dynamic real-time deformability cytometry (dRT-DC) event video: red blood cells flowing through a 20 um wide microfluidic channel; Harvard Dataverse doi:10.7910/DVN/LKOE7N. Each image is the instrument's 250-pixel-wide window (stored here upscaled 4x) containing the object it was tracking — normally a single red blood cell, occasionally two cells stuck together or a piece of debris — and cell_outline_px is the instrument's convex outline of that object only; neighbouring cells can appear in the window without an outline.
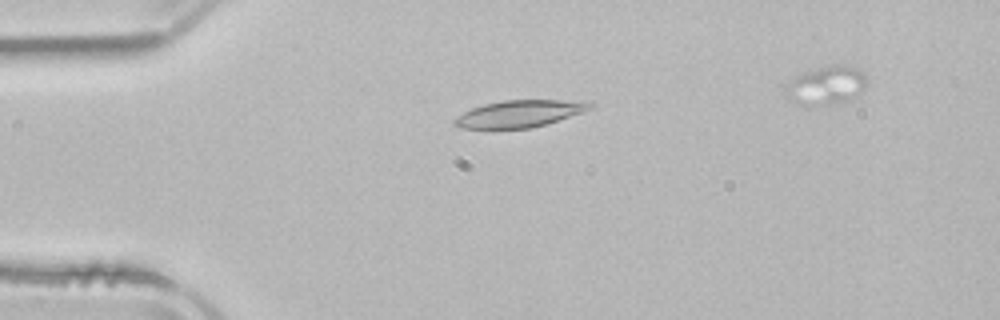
{"species": "common noctule bat (a hibernating species)", "species_latin": "Nyctalus noctula", "temperature_condition": "room temperature", "stored_images_in_passage": 4, "camera_frame_rate_fps": 3000, "um_per_image_px": 0.085, "animal": {"sex": "male", "body_mass_g": 21.5, "forearm_length_mm": 52.0}, "frame": {"image": 1, "passage_image": 2, "time_ms": 2.333, "image_size_px": [1000, 320], "cell_outline_px": [[592, 108], [584, 112], [532, 128], [460, 128], [452, 124], [452, 120], [456, 116], [472, 108], [484, 104], [504, 100], [592, 100]], "centroid_in_image_um": [44.19, 9.65], "position_along_channel_um": 40.8, "area_um2": 21.44}}
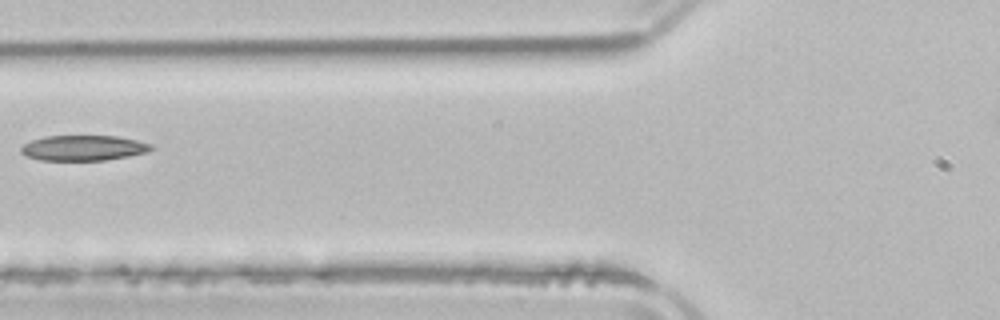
{"frame": {"image": 2, "passage_image": 4, "time_ms": 5.0, "image_size_px": [1000, 320], "cell_outline_px": [[156, 148], [148, 152], [128, 156], [104, 160], [40, 160], [28, 156], [20, 152], [20, 148], [24, 144], [32, 140], [44, 136], [116, 136], [136, 140], [152, 144]], "centroid_in_image_um": [7.12, 12.57], "position_along_channel_um": 118.7, "area_um2": 19.19}}